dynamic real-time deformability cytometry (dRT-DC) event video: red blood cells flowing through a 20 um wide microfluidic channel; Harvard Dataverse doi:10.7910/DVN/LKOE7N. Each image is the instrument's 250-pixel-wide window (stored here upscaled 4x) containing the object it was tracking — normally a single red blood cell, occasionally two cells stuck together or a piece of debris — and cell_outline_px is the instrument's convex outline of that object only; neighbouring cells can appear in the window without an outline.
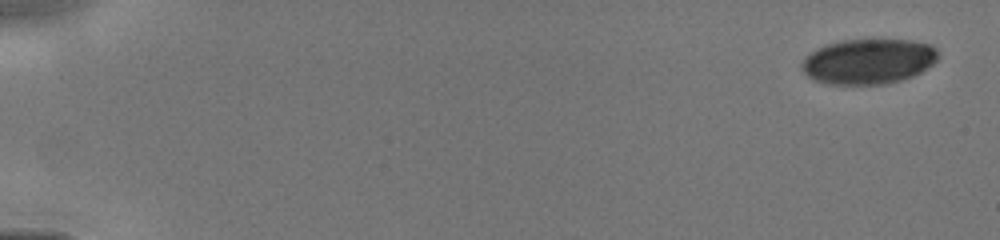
{"species": "human", "species_latin": "Homo sapiens", "temperature_condition": "cold", "stored_images_in_passage": 15, "camera_frame_rate_fps": 3000, "um_per_image_px": 0.085, "donor": {"sex": "male"}, "frame": {"image": 1, "passage_image": 1, "time_ms": 0.0, "image_size_px": [1000, 240], "cell_outline_px": [[940, 56], [932, 64], [920, 72], [912, 76], [900, 80], [884, 84], [828, 84], [812, 80], [800, 68], [800, 64], [804, 56], [816, 48], [840, 40], [912, 40], [932, 44], [936, 48]], "centroid_in_image_um": [73.79, 5.21], "position_along_channel_um": 11.2, "area_um2": 36.18}}
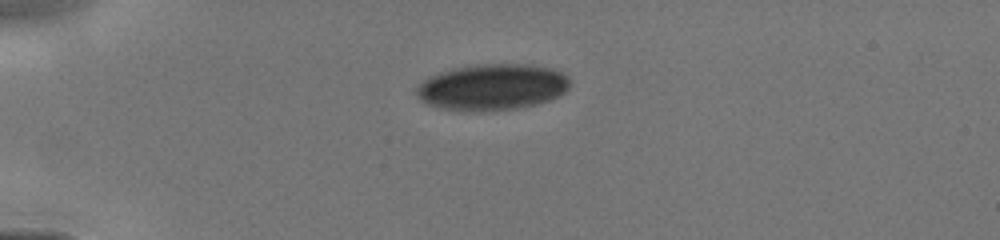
{"frame": {"image": 2, "passage_image": 9, "time_ms": 3.667, "image_size_px": [1000, 240], "cell_outline_px": [[568, 88], [564, 92], [548, 100], [536, 104], [516, 108], [480, 112], [476, 112], [444, 108], [428, 104], [420, 100], [416, 96], [416, 88], [428, 76], [440, 72], [456, 68], [476, 64], [528, 64], [560, 72], [568, 76]], "centroid_in_image_um": [41.79, 7.41], "position_along_channel_um": 43.2, "area_um2": 40.92}}
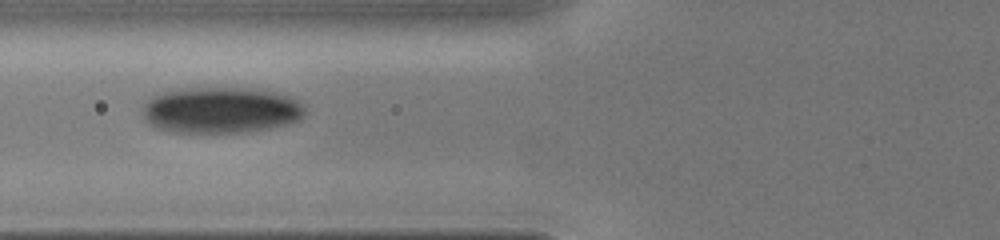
{"frame": {"image": 3, "passage_image": 14, "time_ms": 6.0, "image_size_px": [1000, 240], "cell_outline_px": [[304, 112], [300, 120], [268, 128], [244, 132], [172, 132], [156, 128], [148, 124], [144, 120], [140, 112], [144, 104], [152, 96], [164, 92], [180, 88], [256, 88], [276, 92], [288, 96], [304, 104]], "centroid_in_image_um": [18.72, 9.35], "position_along_channel_um": 107.1, "area_um2": 43.93}}